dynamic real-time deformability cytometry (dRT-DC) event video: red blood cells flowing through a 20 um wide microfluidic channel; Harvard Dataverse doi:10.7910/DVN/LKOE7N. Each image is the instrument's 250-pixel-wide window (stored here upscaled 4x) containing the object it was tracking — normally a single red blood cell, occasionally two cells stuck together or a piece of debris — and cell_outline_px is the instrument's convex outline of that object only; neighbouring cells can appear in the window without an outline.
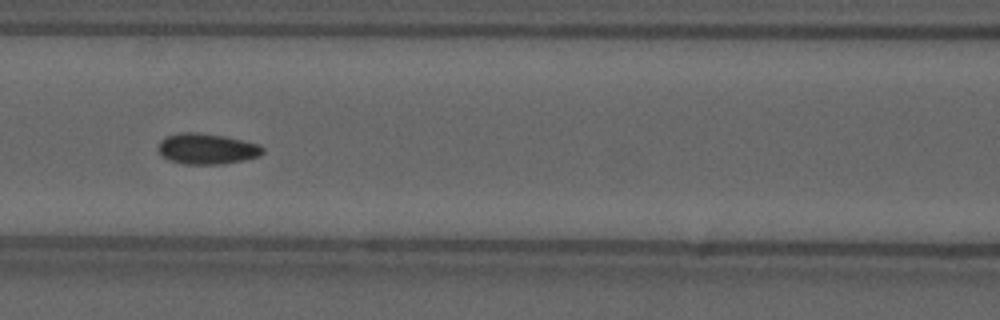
{"species": "common noctule bat (a hibernating species)", "species_latin": "Nyctalus noctula", "temperature_condition": "cold", "stored_images_in_passage": 55, "camera_frame_rate_fps": 3000, "um_per_image_px": 0.085, "animal": {"sex": "male", "forearm_length_mm": 52.5}, "frame": {"image": 1, "passage_image": 24, "time_ms": 7.667, "image_size_px": [1000, 320], "cell_outline_px": [[264, 152], [260, 156], [244, 160], [220, 164], [184, 164], [168, 160], [160, 152], [160, 140], [168, 136], [184, 132], [200, 132], [224, 136], [260, 144], [264, 148]], "centroid_in_image_um": [17.63, 12.65], "position_along_channel_um": 149.0, "area_um2": 18.61}, "authors_computed_cell_mechanics": {"area_um2": 17.9758, "velocity_mm_per_s": 3.6793, "shape_relaxation_time_tau1_ms": null, "shape_relaxation_time_tau2_ms": 1.7785, "deformation_change_tau1": null, "deformation_change_tau2": 0.0551}}